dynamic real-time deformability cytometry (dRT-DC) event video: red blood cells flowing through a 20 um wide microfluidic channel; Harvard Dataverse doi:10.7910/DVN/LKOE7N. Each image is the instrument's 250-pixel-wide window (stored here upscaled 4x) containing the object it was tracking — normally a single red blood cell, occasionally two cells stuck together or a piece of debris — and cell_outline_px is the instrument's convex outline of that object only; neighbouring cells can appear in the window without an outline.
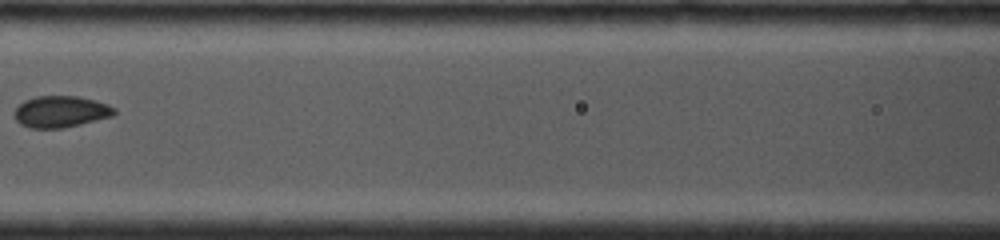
{"species": "common noctule bat (a hibernating species)", "species_latin": "Nyctalus noctula", "temperature_condition": "cold", "stored_images_in_passage": 8, "camera_frame_rate_fps": 4000, "um_per_image_px": 0.085, "animal": {"sex": "female", "body_mass_g": 19.0, "forearm_length_mm": 53.3}, "frame": {"image": 1, "passage_image": 6, "time_ms": 2.25, "image_size_px": [1000, 240], "cell_outline_px": [[116, 112], [112, 116], [64, 128], [28, 128], [20, 124], [16, 120], [12, 112], [24, 100], [36, 96], [76, 96], [96, 100], [108, 104], [116, 108]], "centroid_in_image_um": [5.14, 9.49], "position_along_channel_um": 161.5, "area_um2": 18.5}}